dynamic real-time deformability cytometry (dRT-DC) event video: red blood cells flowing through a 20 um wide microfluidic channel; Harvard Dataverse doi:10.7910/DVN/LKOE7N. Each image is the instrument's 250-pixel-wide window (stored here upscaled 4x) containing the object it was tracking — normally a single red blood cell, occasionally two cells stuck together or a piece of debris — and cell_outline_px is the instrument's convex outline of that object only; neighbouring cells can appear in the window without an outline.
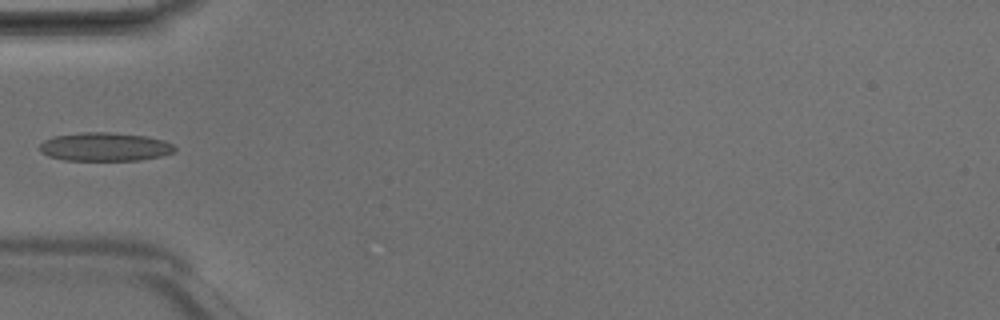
{"species": "Egyptian fruit bat (a non-hibernating species)", "species_latin": "Rousettus aegyptiacus", "temperature_condition": "room temperature", "stored_images_in_passage": 5, "camera_frame_rate_fps": 3000, "um_per_image_px": 0.085, "animal": {"sex": "male"}, "frame": {"image": 1, "passage_image": 4, "time_ms": 1.0, "image_size_px": [1000, 320], "cell_outline_px": [[176, 152], [160, 156], [140, 160], [64, 160], [48, 156], [40, 152], [40, 144], [44, 140], [56, 136], [80, 132], [112, 132], [148, 136], [164, 140], [172, 144], [176, 148]], "centroid_in_image_um": [8.93, 12.47], "position_along_channel_um": 76.1, "area_um2": 22.6}}